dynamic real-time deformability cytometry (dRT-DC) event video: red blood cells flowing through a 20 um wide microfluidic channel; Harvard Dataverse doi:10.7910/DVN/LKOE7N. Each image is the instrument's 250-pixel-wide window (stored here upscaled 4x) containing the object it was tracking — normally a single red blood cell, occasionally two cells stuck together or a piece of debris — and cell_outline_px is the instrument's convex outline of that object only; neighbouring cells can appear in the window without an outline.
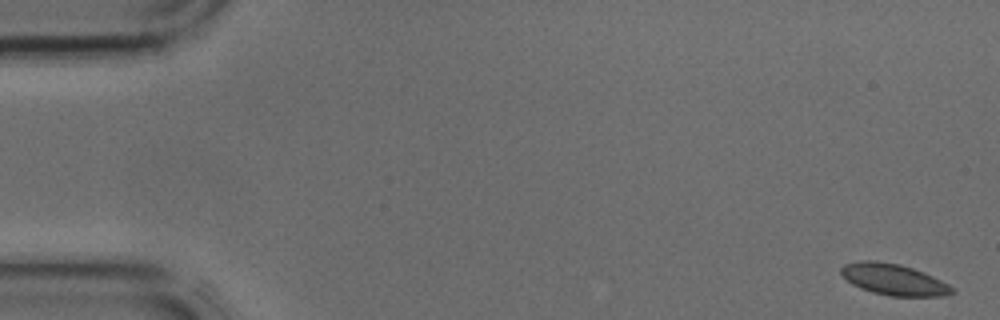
{"species": "common noctule bat (a hibernating species)", "species_latin": "Nyctalus noctula", "temperature_condition": "cold", "stored_images_in_passage": 44, "camera_frame_rate_fps": 3000, "um_per_image_px": 0.085, "animal": {"sex": "male", "body_mass_g": 17.9, "forearm_length_mm": 54.2}, "frame": {"image": 1, "passage_image": 1, "time_ms": 0.0, "image_size_px": [1000, 320], "cell_outline_px": [[956, 292], [944, 296], [888, 296], [872, 292], [860, 288], [852, 284], [840, 272], [840, 268], [844, 264], [860, 260], [876, 260], [900, 264], [924, 272], [956, 288]], "centroid_in_image_um": [75.98, 23.76], "position_along_channel_um": 9.0, "area_um2": 20.35}}
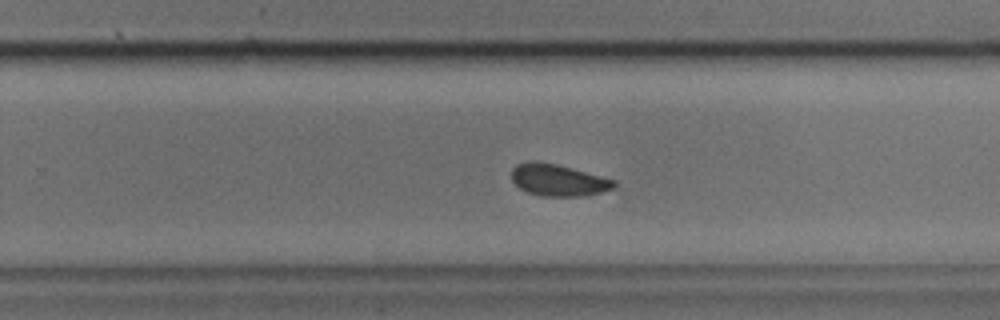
{"frame": {"image": 2, "passage_image": 27, "time_ms": 8.667, "image_size_px": [1000, 320], "cell_outline_px": [[616, 184], [612, 188], [600, 192], [584, 196], [540, 196], [528, 192], [520, 188], [512, 180], [512, 168], [516, 164], [528, 160], [536, 160], [556, 164], [572, 168], [616, 180]], "centroid_in_image_um": [47.41, 15.29], "position_along_channel_um": 282.4, "area_um2": 19.02}}
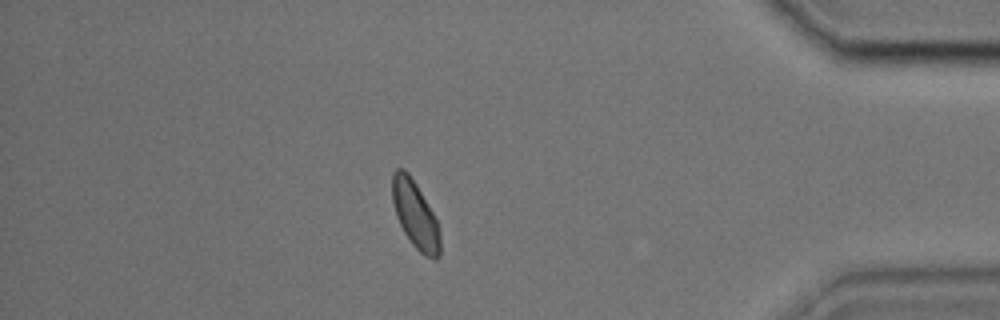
{"frame": {"image": 3, "passage_image": 37, "time_ms": 12.0, "image_size_px": [1000, 320], "cell_outline_px": [[440, 256], [436, 260], [432, 260], [424, 256], [412, 244], [404, 232], [396, 216], [392, 200], [392, 172], [396, 168], [404, 168], [408, 172], [416, 184], [432, 212], [436, 220], [440, 236]], "centroid_in_image_um": [35.28, 18.26], "position_along_channel_um": 399.9, "area_um2": 18.73}}